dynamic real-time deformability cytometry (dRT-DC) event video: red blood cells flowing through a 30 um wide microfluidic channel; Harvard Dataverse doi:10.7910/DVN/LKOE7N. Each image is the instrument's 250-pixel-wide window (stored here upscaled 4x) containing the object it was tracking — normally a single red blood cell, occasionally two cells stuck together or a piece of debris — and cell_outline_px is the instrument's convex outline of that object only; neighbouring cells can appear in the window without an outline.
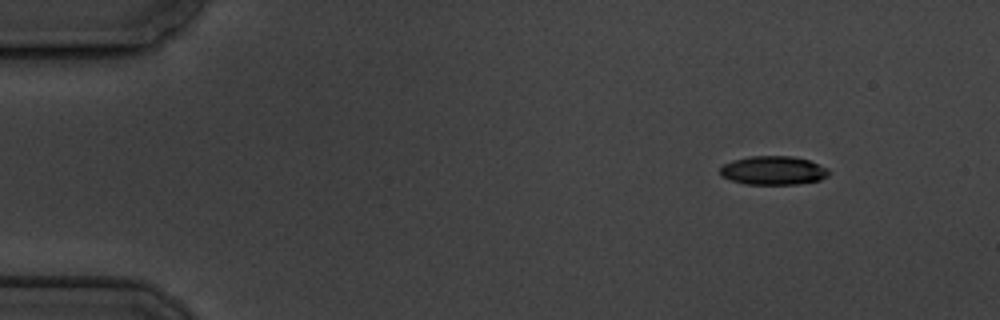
{"species": "common noctule bat (a hibernating species)", "species_latin": "Nyctalus noctula", "temperature_condition": "cold", "stored_images_in_passage": 4, "camera_frame_rate_fps": 3000, "um_per_image_px": 0.085, "animal": {"sex": "male", "body_mass_g": 19.5, "forearm_length_mm": 54.6}, "frame": {"image": 1, "passage_image": 1, "time_ms": 0.0, "image_size_px": [1000, 320], "cell_outline_px": [[828, 176], [820, 180], [796, 184], [744, 184], [720, 176], [720, 168], [724, 164], [732, 160], [748, 156], [792, 156], [808, 160], [828, 168]], "centroid_in_image_um": [65.7, 14.48], "position_along_channel_um": 19.3, "area_um2": 18.21}}
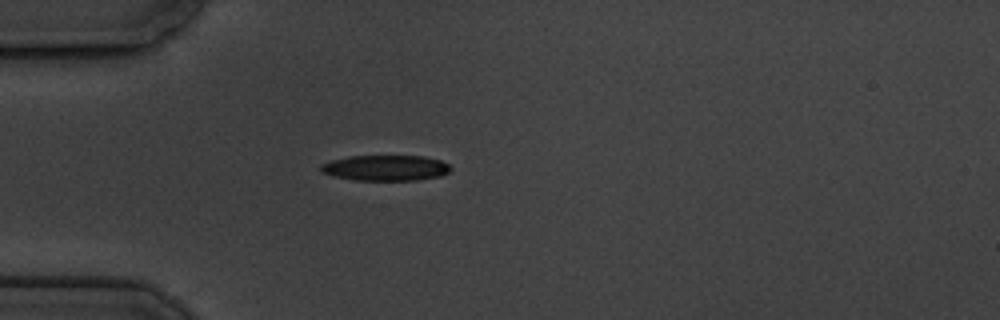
{"frame": {"image": 2, "passage_image": 4, "time_ms": 3.333, "image_size_px": [1000, 320], "cell_outline_px": [[452, 168], [448, 172], [440, 176], [416, 180], [356, 180], [332, 176], [320, 172], [320, 164], [332, 160], [348, 156], [424, 156], [440, 160], [448, 164]], "centroid_in_image_um": [32.75, 14.27], "position_along_channel_um": 52.3, "area_um2": 19.42}}